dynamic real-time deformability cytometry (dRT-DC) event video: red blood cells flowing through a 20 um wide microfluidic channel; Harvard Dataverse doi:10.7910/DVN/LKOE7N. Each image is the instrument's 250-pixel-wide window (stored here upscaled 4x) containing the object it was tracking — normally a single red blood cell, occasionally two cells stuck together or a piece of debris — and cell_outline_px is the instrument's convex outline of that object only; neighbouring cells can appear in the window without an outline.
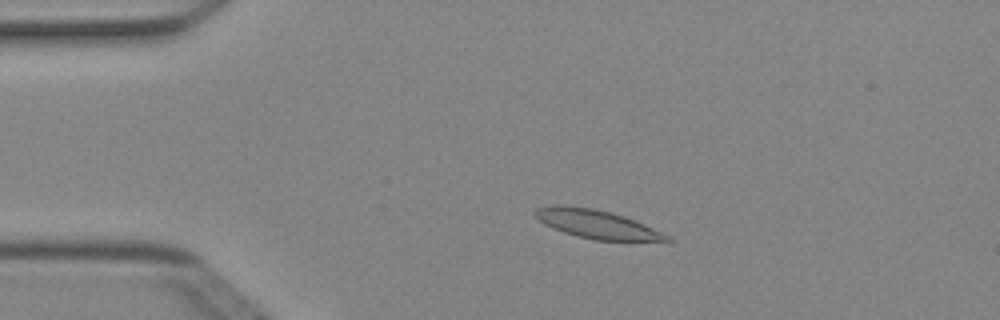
{"species": "Egyptian fruit bat (a non-hibernating species)", "species_latin": "Rousettus aegyptiacus", "temperature_condition": "cold", "stored_images_in_passage": 4, "camera_frame_rate_fps": 3000, "um_per_image_px": 0.085, "animal": {"sex": "female"}, "frame": {"image": 1, "passage_image": 3, "time_ms": 0.667, "image_size_px": [1000, 320], "cell_outline_px": [[672, 240], [596, 240], [564, 232], [552, 228], [544, 224], [532, 212], [536, 208], [556, 204], [592, 208], [612, 212], [624, 216], [644, 224], [672, 236]], "centroid_in_image_um": [50.7, 19.03], "position_along_channel_um": 34.3, "area_um2": 21.62}}